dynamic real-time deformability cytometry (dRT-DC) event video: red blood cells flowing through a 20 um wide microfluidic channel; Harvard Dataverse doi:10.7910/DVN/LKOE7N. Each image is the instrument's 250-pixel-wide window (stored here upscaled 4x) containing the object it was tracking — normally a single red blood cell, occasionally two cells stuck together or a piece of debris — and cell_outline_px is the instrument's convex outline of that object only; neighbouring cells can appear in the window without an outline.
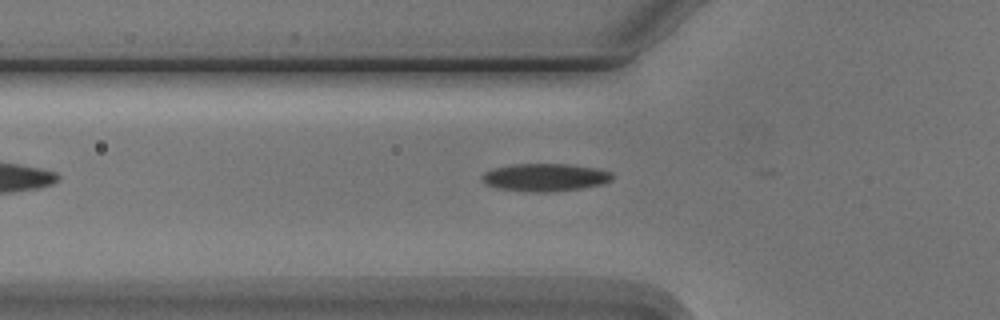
{"species": "Egyptian fruit bat (a non-hibernating species)", "species_latin": "Rousettus aegyptiacus", "temperature_condition": "cold", "stored_images_in_passage": 2, "camera_frame_rate_fps": 3000, "um_per_image_px": 0.085, "animal": {"sex": "male"}, "frame": {"image": 1, "passage_image": 2, "time_ms": 1.333, "image_size_px": [1000, 320], "cell_outline_px": [[612, 180], [600, 184], [580, 188], [548, 192], [536, 192], [500, 188], [484, 184], [480, 180], [480, 176], [484, 172], [492, 168], [516, 164], [568, 164], [596, 168], [612, 172]], "centroid_in_image_um": [46.29, 15.06], "position_along_channel_um": 79.5, "area_um2": 20.92}}